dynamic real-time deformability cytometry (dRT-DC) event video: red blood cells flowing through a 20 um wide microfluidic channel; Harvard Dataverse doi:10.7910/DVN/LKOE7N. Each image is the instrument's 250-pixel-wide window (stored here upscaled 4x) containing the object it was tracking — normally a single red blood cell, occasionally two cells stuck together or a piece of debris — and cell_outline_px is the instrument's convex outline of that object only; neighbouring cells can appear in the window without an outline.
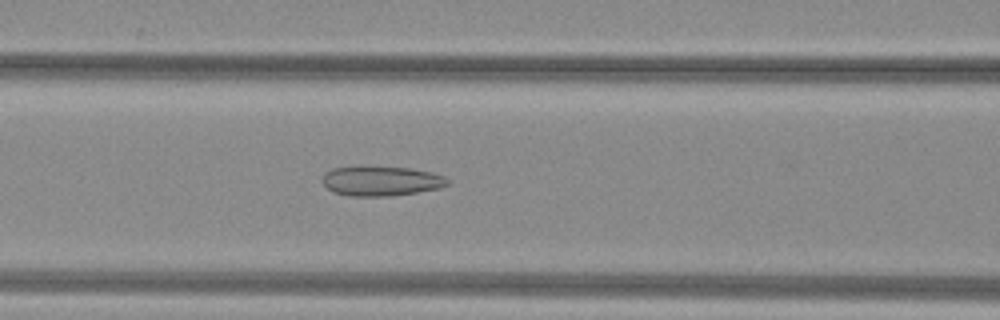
{"species": "common noctule bat (a hibernating species)", "species_latin": "Nyctalus noctula", "temperature_condition": "warm", "stored_images_in_passage": 35, "camera_frame_rate_fps": 3000, "um_per_image_px": 0.085, "animal": {"sex": "female", "body_mass_g": 29.2, "forearm_length_mm": 56.3}, "frame": {"image": 1, "passage_image": 12, "time_ms": 3.667, "image_size_px": [1000, 320], "cell_outline_px": [[448, 184], [440, 188], [392, 196], [348, 196], [332, 192], [324, 184], [324, 176], [332, 168], [412, 168], [432, 172], [444, 176], [448, 180]], "centroid_in_image_um": [32.45, 15.41], "position_along_channel_um": 134.2, "area_um2": 21.1}}
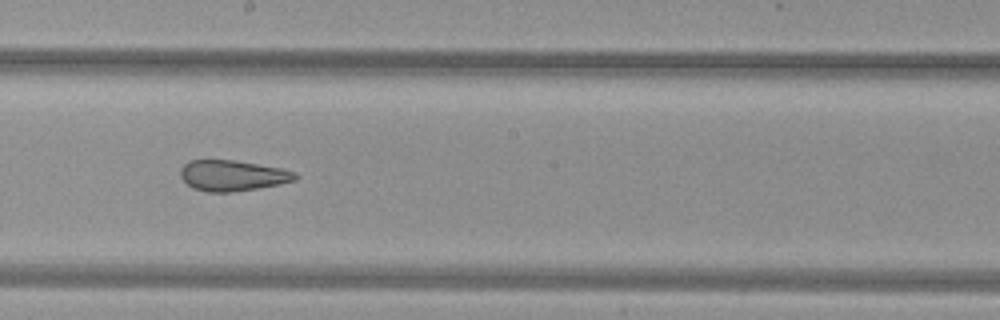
{"frame": {"image": 2, "passage_image": 19, "time_ms": 6.0, "image_size_px": [1000, 320], "cell_outline_px": [[300, 176], [296, 180], [256, 188], [232, 192], [208, 192], [192, 188], [180, 176], [180, 168], [188, 160], [232, 160], [284, 168], [296, 172]], "centroid_in_image_um": [19.77, 14.91], "position_along_channel_um": 228.4, "area_um2": 20.58}}
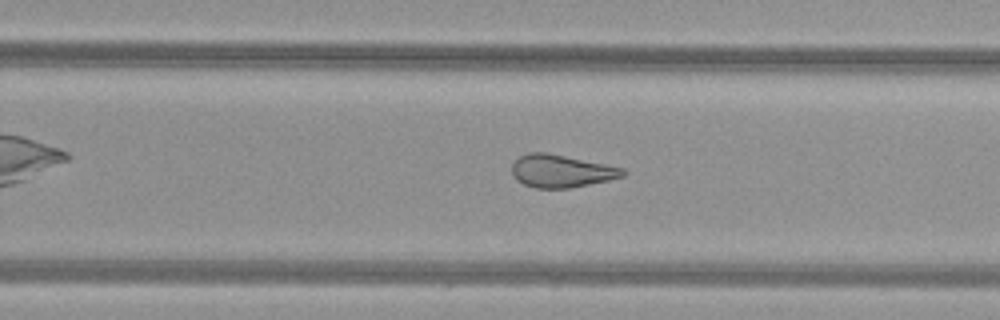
{"frame": {"image": 3, "passage_image": 23, "time_ms": 7.333, "image_size_px": [1000, 320], "cell_outline_px": [[628, 172], [624, 176], [608, 180], [568, 188], [536, 188], [524, 184], [516, 180], [512, 176], [512, 164], [520, 156], [528, 152], [548, 152], [624, 168]], "centroid_in_image_um": [47.69, 14.53], "position_along_channel_um": 282.1, "area_um2": 21.15}, "authors_computed_cell_mechanics": {"area_um2": 22.542, "velocity_mm_per_s": 4.0451, "shape_relaxation_time_tau1_ms": null, "shape_relaxation_time_tau2_ms": 2.0878, "deformation_change_tau1": null, "deformation_change_tau2": 0.1117}}